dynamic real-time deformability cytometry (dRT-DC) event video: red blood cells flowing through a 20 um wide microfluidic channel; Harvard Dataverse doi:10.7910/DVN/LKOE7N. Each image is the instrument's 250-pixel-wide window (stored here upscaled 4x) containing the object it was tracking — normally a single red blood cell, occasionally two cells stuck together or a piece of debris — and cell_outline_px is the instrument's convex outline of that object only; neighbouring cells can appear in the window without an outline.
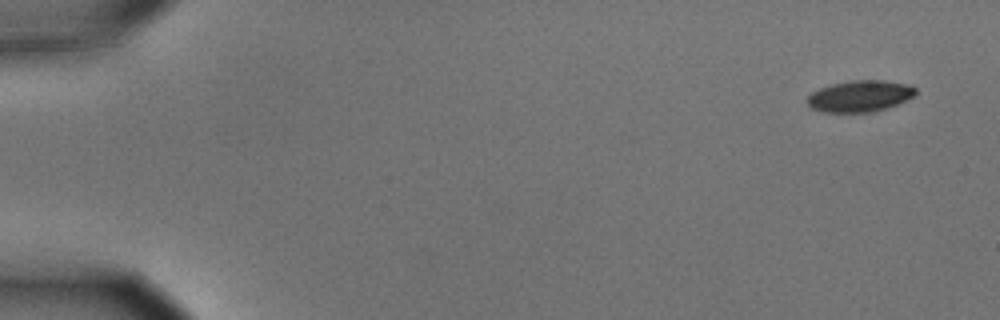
{"species": "common noctule bat (a hibernating species)", "species_latin": "Nyctalus noctula", "temperature_condition": "cold", "stored_images_in_passage": 5, "camera_frame_rate_fps": 3000, "um_per_image_px": 0.085, "animal": {"sex": "male", "body_mass_g": 15.6}, "frame": {"image": 1, "passage_image": 1, "time_ms": 0.0, "image_size_px": [1000, 320], "cell_outline_px": [[916, 96], [896, 104], [872, 112], [824, 112], [812, 108], [808, 104], [808, 96], [812, 92], [820, 88], [832, 84], [852, 80], [884, 80], [908, 84], [916, 88]], "centroid_in_image_um": [73.11, 8.16], "position_along_channel_um": 11.9, "area_um2": 19.71}}